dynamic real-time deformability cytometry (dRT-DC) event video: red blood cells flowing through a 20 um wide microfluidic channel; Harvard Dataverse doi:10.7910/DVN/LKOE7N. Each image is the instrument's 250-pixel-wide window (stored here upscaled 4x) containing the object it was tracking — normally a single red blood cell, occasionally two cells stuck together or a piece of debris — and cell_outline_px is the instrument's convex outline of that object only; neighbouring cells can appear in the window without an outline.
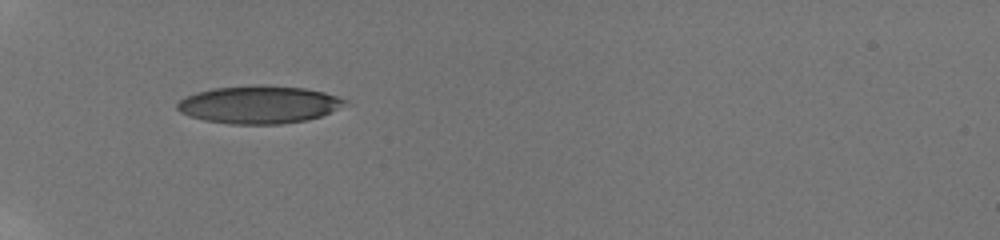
{"species": "human", "species_latin": "Homo sapiens", "temperature_condition": "room temperature", "stored_images_in_passage": 2, "camera_frame_rate_fps": 3000, "um_per_image_px": 0.085, "donor": {"sex": "male"}, "frame": {"image": 1, "passage_image": 1, "time_ms": 0.0, "image_size_px": [1000, 240], "cell_outline_px": [[348, 100], [336, 108], [320, 116], [304, 120], [280, 124], [228, 124], [204, 120], [188, 116], [180, 112], [176, 108], [176, 104], [180, 100], [196, 92], [212, 88], [304, 88], [324, 92]], "centroid_in_image_um": [21.93, 8.94], "position_along_channel_um": 63.1, "area_um2": 35.32}}